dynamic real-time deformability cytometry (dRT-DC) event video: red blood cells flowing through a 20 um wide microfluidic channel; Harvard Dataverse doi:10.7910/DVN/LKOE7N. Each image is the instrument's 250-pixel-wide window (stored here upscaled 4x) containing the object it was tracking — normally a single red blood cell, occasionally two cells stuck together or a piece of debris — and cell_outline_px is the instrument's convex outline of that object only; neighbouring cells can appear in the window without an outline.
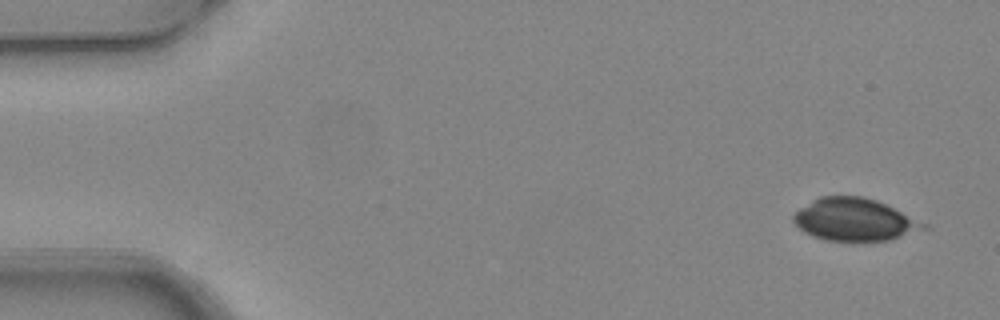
{"species": "common noctule bat (a hibernating species)", "species_latin": "Nyctalus noctula", "temperature_condition": "warm", "stored_images_in_passage": 4, "camera_frame_rate_fps": 3000, "um_per_image_px": 0.085, "animal": {"sex": "female", "body_mass_g": 24.6, "forearm_length_mm": 56.2}, "frame": {"image": 1, "passage_image": 1, "time_ms": 0.0, "image_size_px": [1000, 320], "cell_outline_px": [[928, 228], [888, 240], [824, 240], [812, 236], [804, 232], [792, 220], [792, 216], [800, 208], [812, 200], [820, 196], [864, 196], [876, 200], [928, 224]], "centroid_in_image_um": [72.61, 18.66], "position_along_channel_um": 12.4, "area_um2": 31.85}}